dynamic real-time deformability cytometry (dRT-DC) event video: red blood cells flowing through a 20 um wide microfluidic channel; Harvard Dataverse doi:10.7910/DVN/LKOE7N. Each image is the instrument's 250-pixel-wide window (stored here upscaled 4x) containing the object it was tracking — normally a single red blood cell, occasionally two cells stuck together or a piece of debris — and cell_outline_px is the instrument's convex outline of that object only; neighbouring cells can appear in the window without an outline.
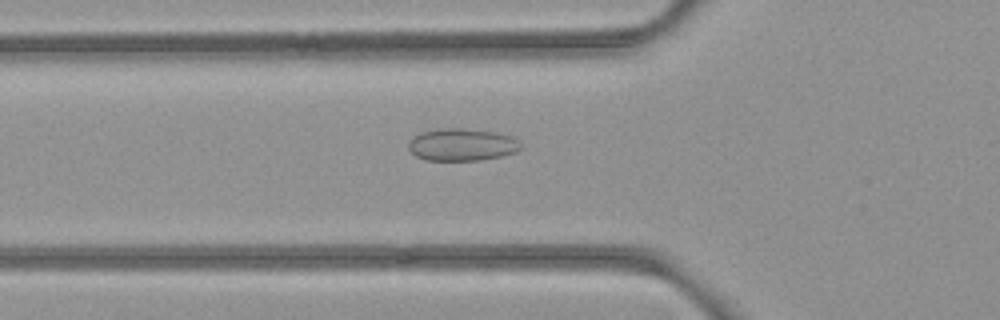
{"species": "common noctule bat (a hibernating species)", "species_latin": "Nyctalus noctula", "temperature_condition": "room temperature", "stored_images_in_passage": 35, "camera_frame_rate_fps": 3000, "um_per_image_px": 0.085, "animal": {"sex": "female", "body_mass_g": 21.9}, "frame": {"image": 1, "passage_image": 7, "time_ms": 2.0, "image_size_px": [1000, 320], "cell_outline_px": [[524, 148], [516, 152], [500, 156], [480, 160], [424, 160], [416, 156], [408, 148], [408, 144], [420, 132], [440, 128], [460, 128], [496, 132], [508, 136], [516, 140]], "centroid_in_image_um": [39.26, 12.3], "position_along_channel_um": 86.5, "area_um2": 20.98}}
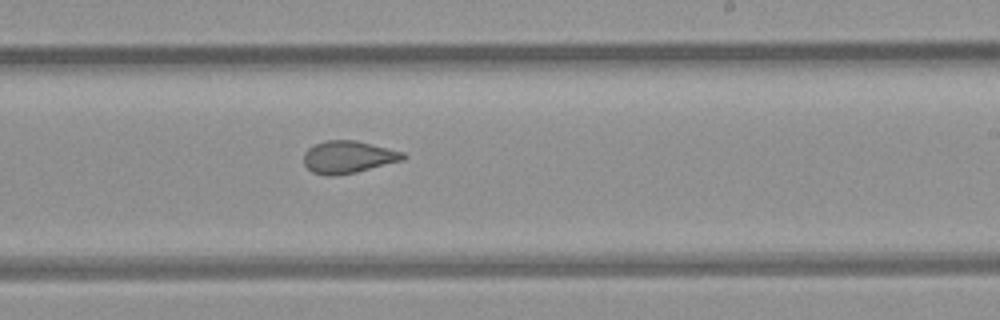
{"frame": {"image": 2, "passage_image": 20, "time_ms": 6.333, "image_size_px": [1000, 320], "cell_outline_px": [[408, 156], [404, 160], [356, 172], [332, 176], [324, 176], [312, 172], [304, 164], [304, 152], [308, 148], [316, 144], [328, 140], [356, 140], [404, 152]], "centroid_in_image_um": [29.61, 13.35], "position_along_channel_um": 259.4, "area_um2": 18.79}}
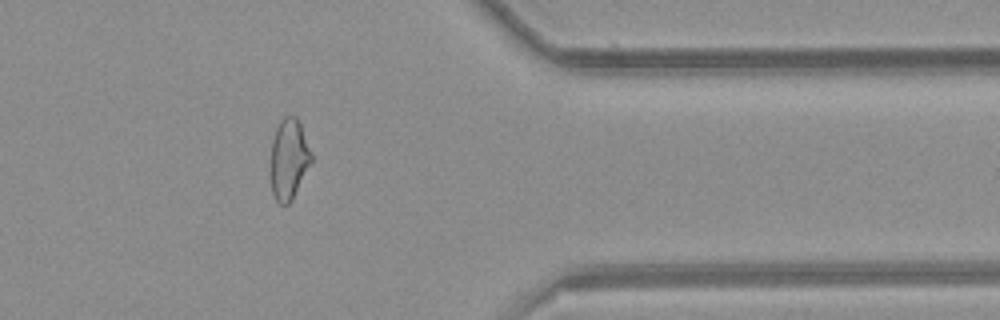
{"frame": {"image": 3, "passage_image": 31, "time_ms": 10.0, "image_size_px": [1000, 320], "cell_outline_px": [[312, 160], [292, 200], [288, 204], [280, 204], [276, 200], [272, 192], [268, 172], [272, 140], [276, 128], [280, 120], [284, 116], [296, 116], [300, 124], [312, 152]], "centroid_in_image_um": [24.51, 13.54], "position_along_channel_um": 386.9, "area_um2": 19.54}, "authors_computed_cell_mechanics": {"area_um2": 19.5364, "velocity_mm_per_s": 3.962, "shape_relaxation_time_tau1_ms": null, "shape_relaxation_time_tau2_ms": 1.3346, "deformation_change_tau1": null, "deformation_change_tau2": 0.0791}}